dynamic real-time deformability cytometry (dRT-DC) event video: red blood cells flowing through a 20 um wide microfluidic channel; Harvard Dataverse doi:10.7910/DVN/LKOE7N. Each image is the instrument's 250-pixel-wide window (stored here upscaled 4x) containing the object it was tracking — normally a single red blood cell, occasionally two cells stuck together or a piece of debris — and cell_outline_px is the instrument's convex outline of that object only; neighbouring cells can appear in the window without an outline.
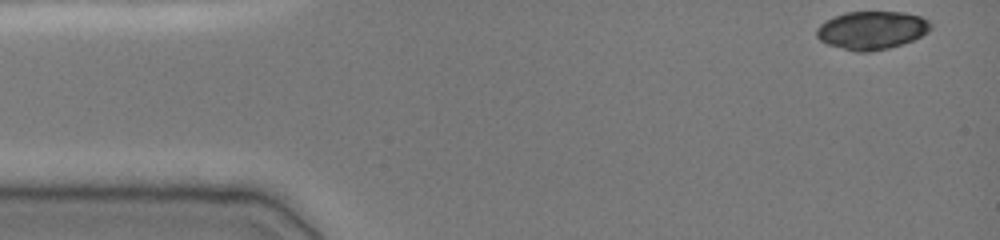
{"species": "common noctule bat (a hibernating species)", "species_latin": "Nyctalus noctula", "temperature_condition": "cold", "stored_images_in_passage": 41, "camera_frame_rate_fps": 3000, "um_per_image_px": 0.085, "animal": {"sex": "female", "body_mass_g": 19.0, "forearm_length_mm": 51.5}, "frame": {"image": 1, "passage_image": 1, "time_ms": 0.0, "image_size_px": [1000, 240], "cell_outline_px": [[932, 28], [928, 32], [912, 40], [888, 48], [868, 52], [860, 52], [828, 44], [820, 40], [816, 36], [816, 28], [820, 24], [836, 16], [848, 12], [904, 12], [920, 16], [928, 20], [932, 24]], "centroid_in_image_um": [74.12, 2.56], "position_along_channel_um": 10.9, "area_um2": 25.09}}
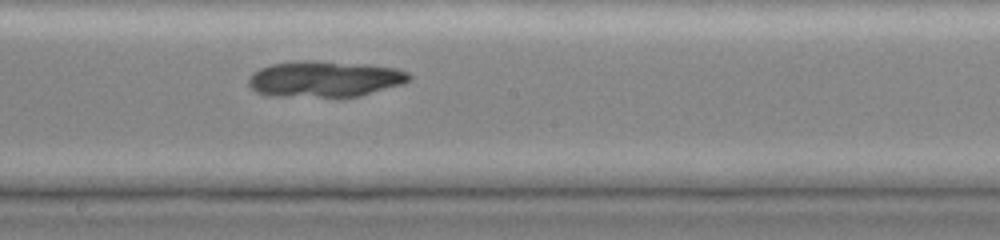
{"frame": {"image": 2, "passage_image": 25, "time_ms": 8.0, "image_size_px": [1000, 240], "cell_outline_px": [[412, 80], [404, 84], [360, 96], [272, 96], [256, 92], [248, 84], [248, 80], [252, 72], [260, 68], [272, 64], [296, 60], [308, 60], [368, 64], [396, 68], [408, 72], [412, 76]], "centroid_in_image_um": [27.63, 6.7], "position_along_channel_um": 220.6, "area_um2": 33.99}}
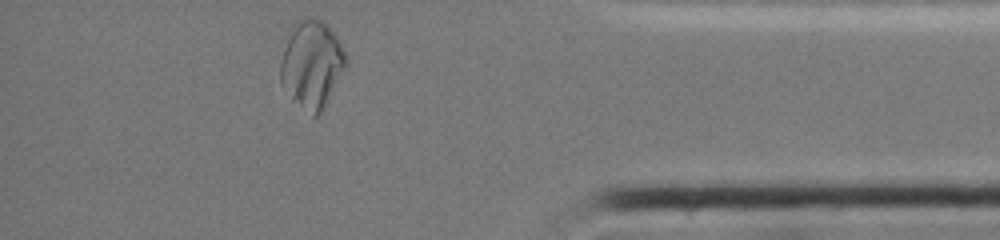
{"frame": {"image": 3, "passage_image": 41, "time_ms": 13.333, "image_size_px": [1000, 240], "cell_outline_px": [[348, 64], [324, 108], [316, 116], [312, 116], [292, 100], [280, 80], [280, 60], [292, 24], [296, 20], [304, 16], [312, 16], [320, 20], [336, 36], [348, 60]], "centroid_in_image_um": [26.49, 5.45], "position_along_channel_um": 408.7, "area_um2": 33.47}}